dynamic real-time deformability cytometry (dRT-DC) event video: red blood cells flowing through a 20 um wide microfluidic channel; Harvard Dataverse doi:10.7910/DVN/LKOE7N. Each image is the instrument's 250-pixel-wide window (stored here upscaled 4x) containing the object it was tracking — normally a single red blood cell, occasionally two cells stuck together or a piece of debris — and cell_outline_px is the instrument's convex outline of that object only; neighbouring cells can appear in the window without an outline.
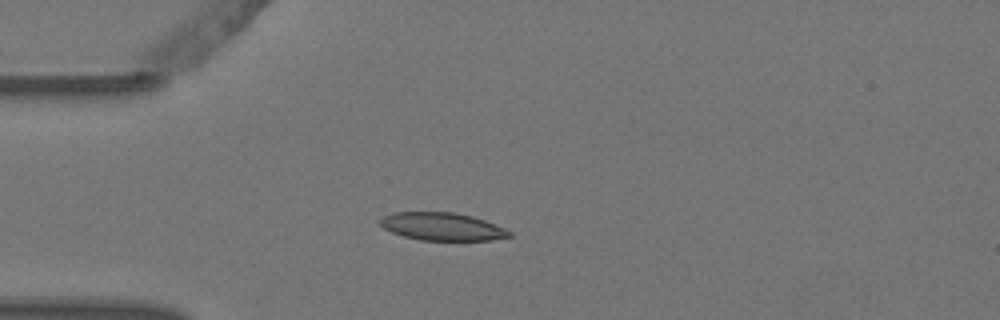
{"species": "Egyptian fruit bat (a non-hibernating species)", "species_latin": "Rousettus aegyptiacus", "temperature_condition": "warm", "stored_images_in_passage": 5, "camera_frame_rate_fps": 3000, "um_per_image_px": 0.085, "animal": {"sex": "female"}, "frame": {"image": 1, "passage_image": 5, "time_ms": 1.333, "image_size_px": [1000, 320], "cell_outline_px": [[512, 236], [492, 240], [420, 240], [404, 236], [392, 232], [384, 228], [376, 220], [392, 212], [452, 212], [472, 216], [484, 220], [504, 228], [512, 232]], "centroid_in_image_um": [37.56, 19.25], "position_along_channel_um": 47.4, "area_um2": 20.92}}